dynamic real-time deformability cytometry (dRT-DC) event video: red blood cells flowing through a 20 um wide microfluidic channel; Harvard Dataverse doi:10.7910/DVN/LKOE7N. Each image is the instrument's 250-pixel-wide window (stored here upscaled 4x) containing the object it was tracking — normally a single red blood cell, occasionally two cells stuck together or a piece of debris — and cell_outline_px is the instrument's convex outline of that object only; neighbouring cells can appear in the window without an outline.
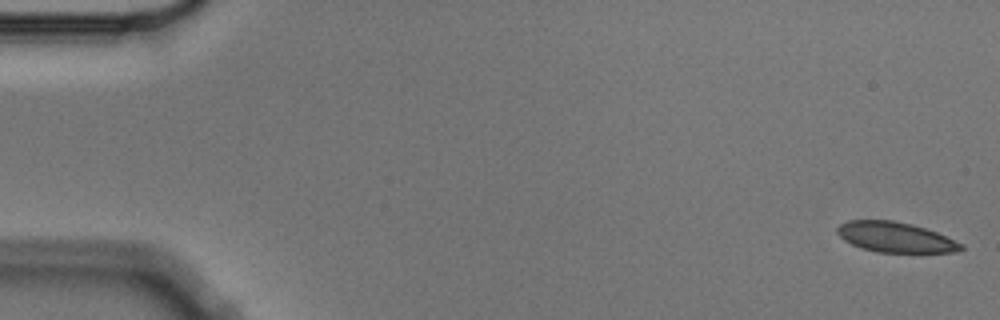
{"species": "Egyptian fruit bat (a non-hibernating species)", "species_latin": "Rousettus aegyptiacus", "temperature_condition": "cold", "stored_images_in_passage": 5, "segment_of_instrument_passage": [1, 2], "camera_frame_rate_fps": 3000, "um_per_image_px": 0.085, "animal": {"sex": "male"}, "frame": {"image": 1, "passage_image": 1, "time_ms": 0.0, "image_size_px": [1000, 320], "cell_outline_px": [[964, 248], [956, 252], [876, 252], [852, 244], [844, 240], [836, 232], [836, 228], [840, 224], [848, 220], [892, 220], [912, 224], [936, 232], [964, 244]], "centroid_in_image_um": [76.1, 20.15], "position_along_channel_um": 8.9, "area_um2": 21.68}}